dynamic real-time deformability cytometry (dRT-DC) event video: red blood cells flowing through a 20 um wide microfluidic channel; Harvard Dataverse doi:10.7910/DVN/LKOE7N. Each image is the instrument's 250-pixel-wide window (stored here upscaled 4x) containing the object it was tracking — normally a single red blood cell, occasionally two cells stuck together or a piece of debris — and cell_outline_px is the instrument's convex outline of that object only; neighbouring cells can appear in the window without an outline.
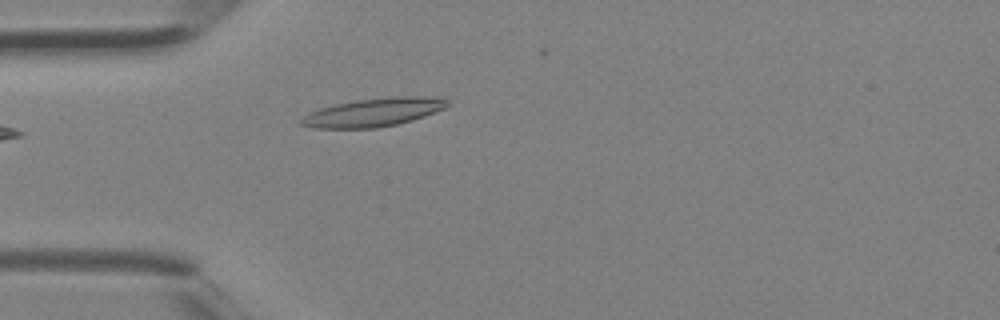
{"species": "Egyptian fruit bat (a non-hibernating species)", "species_latin": "Rousettus aegyptiacus", "temperature_condition": "room temperature", "stored_images_in_passage": 3, "camera_frame_rate_fps": 3000, "um_per_image_px": 0.085, "animal": {"sex": "female"}, "frame": {"image": 1, "passage_image": 3, "time_ms": 0.667, "image_size_px": [1000, 320], "cell_outline_px": [[448, 104], [444, 108], [424, 116], [412, 120], [396, 124], [376, 128], [312, 128], [300, 124], [300, 120], [304, 116], [320, 108], [336, 104], [356, 100], [392, 96], [440, 96], [448, 100]], "centroid_in_image_um": [31.78, 9.54], "position_along_channel_um": 53.2, "area_um2": 24.1}}